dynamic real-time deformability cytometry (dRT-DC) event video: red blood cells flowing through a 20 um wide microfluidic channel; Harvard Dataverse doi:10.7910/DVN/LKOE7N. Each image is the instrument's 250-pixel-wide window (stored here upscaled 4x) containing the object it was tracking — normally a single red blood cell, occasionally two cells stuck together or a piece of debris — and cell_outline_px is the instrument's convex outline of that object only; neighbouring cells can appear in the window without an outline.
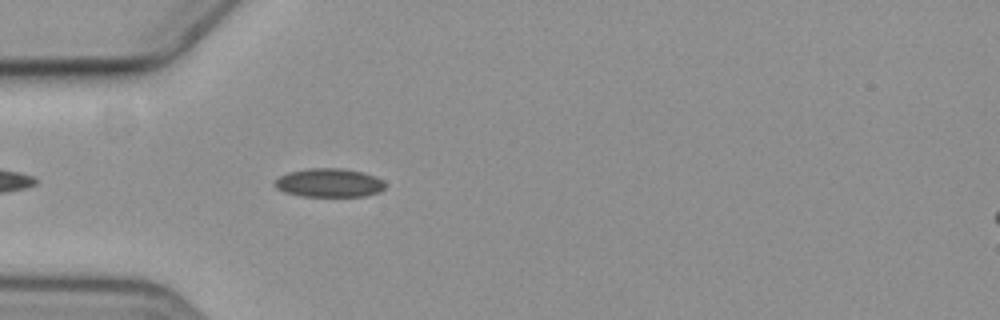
{"species": "common noctule bat (a hibernating species)", "species_latin": "Nyctalus noctula", "temperature_condition": "cold", "stored_images_in_passage": 5, "camera_frame_rate_fps": 3000, "um_per_image_px": 0.085, "animal": {"sex": "female", "body_mass_g": 19.3, "forearm_length_mm": 54.1}, "frame": {"image": 1, "passage_image": 5, "time_ms": 4.667, "image_size_px": [1000, 320], "cell_outline_px": [[384, 188], [380, 192], [364, 196], [300, 196], [284, 192], [276, 188], [272, 184], [280, 176], [288, 172], [308, 168], [344, 168], [364, 172], [376, 176], [384, 180]], "centroid_in_image_um": [27.98, 15.53], "position_along_channel_um": 57.0, "area_um2": 18.67}}